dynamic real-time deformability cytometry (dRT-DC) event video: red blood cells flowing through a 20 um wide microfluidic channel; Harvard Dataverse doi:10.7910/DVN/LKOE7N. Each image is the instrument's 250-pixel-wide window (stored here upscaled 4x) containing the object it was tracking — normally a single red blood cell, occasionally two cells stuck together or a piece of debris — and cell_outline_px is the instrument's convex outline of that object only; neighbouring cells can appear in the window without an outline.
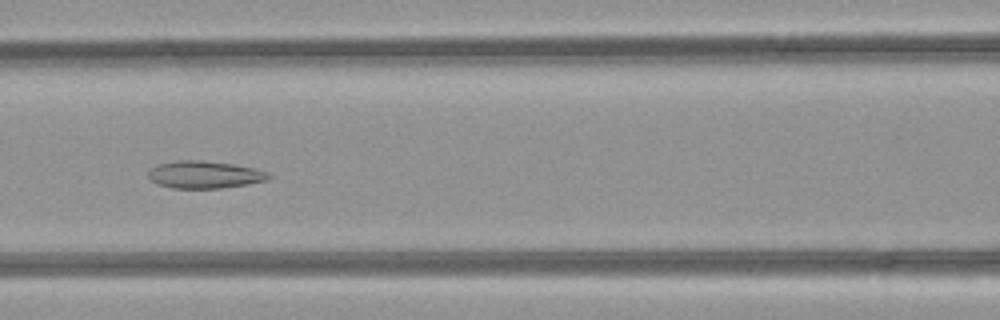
{"species": "common noctule bat (a hibernating species)", "species_latin": "Nyctalus noctula", "temperature_condition": "room temperature", "stored_images_in_passage": 50, "camera_frame_rate_fps": 3000, "um_per_image_px": 0.085, "animal": {"sex": "female", "body_mass_g": 21.9}, "frame": {"image": 1, "passage_image": 22, "time_ms": 7.0, "image_size_px": [1000, 320], "cell_outline_px": [[272, 176], [268, 180], [248, 184], [220, 188], [172, 188], [156, 184], [148, 176], [148, 172], [152, 168], [160, 164], [176, 160], [204, 160], [232, 164], [256, 168], [268, 172]], "centroid_in_image_um": [17.42, 14.84], "position_along_channel_um": 149.2, "area_um2": 19.25}}
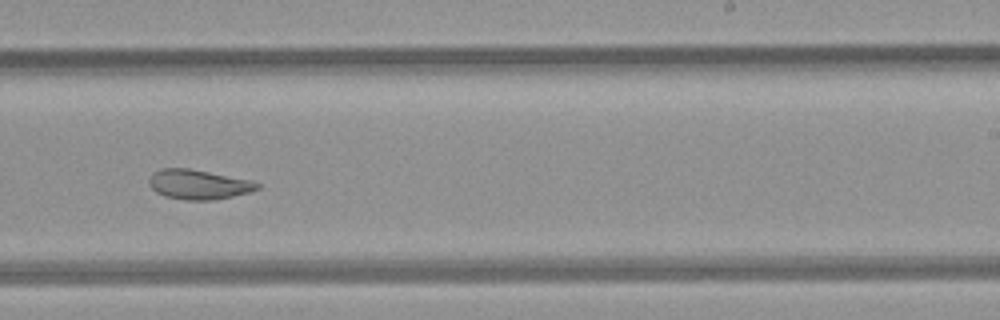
{"frame": {"image": 2, "passage_image": 31, "time_ms": 10.0, "image_size_px": [1000, 320], "cell_outline_px": [[260, 188], [252, 192], [212, 200], [184, 200], [164, 196], [156, 192], [148, 184], [148, 180], [152, 172], [160, 168], [188, 168], [252, 180], [260, 184]], "centroid_in_image_um": [16.86, 15.67], "position_along_channel_um": 272.1, "area_um2": 18.9}}
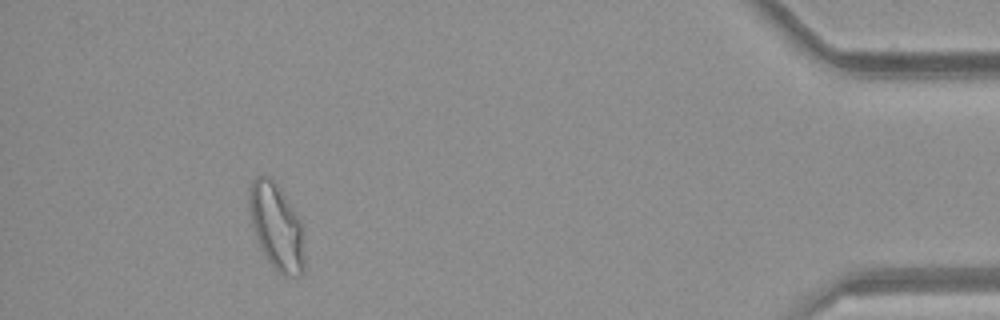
{"frame": {"image": 3, "passage_image": 46, "time_ms": 15.0, "image_size_px": [1000, 320], "cell_outline_px": [[304, 268], [300, 276], [284, 276], [268, 260], [260, 248], [252, 224], [248, 200], [248, 192], [252, 180], [256, 176], [268, 176], [280, 188], [300, 220], [304, 228]], "centroid_in_image_um": [23.52, 19.27], "position_along_channel_um": 411.7, "area_um2": 27.69}, "authors_computed_cell_mechanics": {"area_um2": 23.6691, "velocity_mm_per_s": 4.1169, "shape_relaxation_time_tau1_ms": null, "shape_relaxation_time_tau2_ms": 1.9252, "deformation_change_tau1": null, "deformation_change_tau2": 0.0818}}